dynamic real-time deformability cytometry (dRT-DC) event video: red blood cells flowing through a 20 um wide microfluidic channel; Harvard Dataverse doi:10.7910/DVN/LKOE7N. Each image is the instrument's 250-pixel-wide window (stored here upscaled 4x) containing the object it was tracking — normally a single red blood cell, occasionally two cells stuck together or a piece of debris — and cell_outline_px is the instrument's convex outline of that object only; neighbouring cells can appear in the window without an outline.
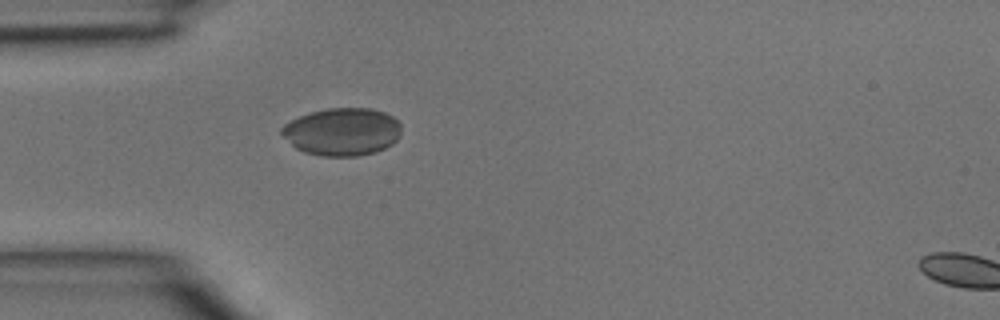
{"species": "common noctule bat (a hibernating species)", "species_latin": "Nyctalus noctula", "temperature_condition": "room temperature", "stored_images_in_passage": 2, "segment_of_instrument_passage": [1, 2], "camera_frame_rate_fps": 3000, "um_per_image_px": 0.085, "animal": {"sex": "male", "body_mass_g": 15.6}, "frame": {"image": 1, "passage_image": 1, "time_ms": 0.0, "image_size_px": [1000, 320], "cell_outline_px": [[400, 136], [392, 144], [376, 152], [356, 156], [320, 156], [304, 152], [296, 148], [280, 132], [280, 128], [284, 124], [300, 116], [312, 112], [328, 108], [368, 108], [384, 112], [392, 116], [400, 124]], "centroid_in_image_um": [29.09, 11.2], "position_along_channel_um": 55.9, "area_um2": 33.12}}